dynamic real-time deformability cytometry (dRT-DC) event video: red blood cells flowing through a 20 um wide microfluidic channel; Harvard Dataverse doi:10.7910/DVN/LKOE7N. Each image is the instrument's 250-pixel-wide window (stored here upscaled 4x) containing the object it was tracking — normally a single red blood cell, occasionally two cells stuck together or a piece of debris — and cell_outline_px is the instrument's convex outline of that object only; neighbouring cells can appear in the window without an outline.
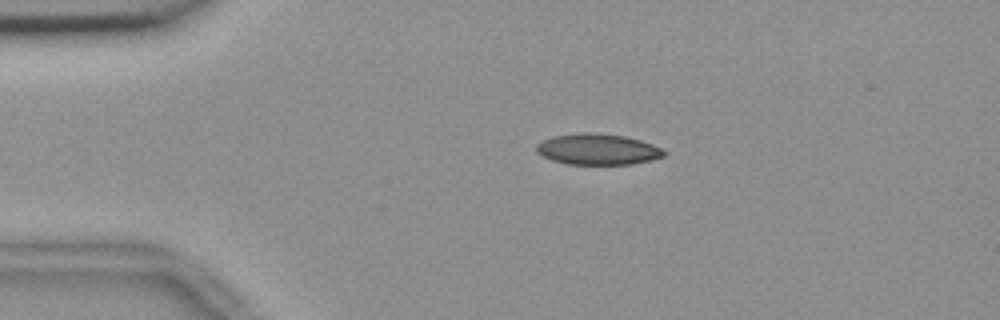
{"species": "common noctule bat (a hibernating species)", "species_latin": "Nyctalus noctula", "temperature_condition": "room temperature", "stored_images_in_passage": 54, "camera_frame_rate_fps": 3000, "um_per_image_px": 0.085, "animal": {"sex": "female", "body_mass_g": 18.4}, "frame": {"image": 1, "passage_image": 11, "time_ms": 3.333, "image_size_px": [1000, 320], "cell_outline_px": [[664, 156], [652, 160], [632, 164], [568, 164], [552, 160], [536, 152], [536, 144], [552, 136], [580, 132], [588, 132], [624, 136], [640, 140], [652, 144], [660, 148], [664, 152]], "centroid_in_image_um": [50.78, 12.69], "position_along_channel_um": 34.2, "area_um2": 22.89}}
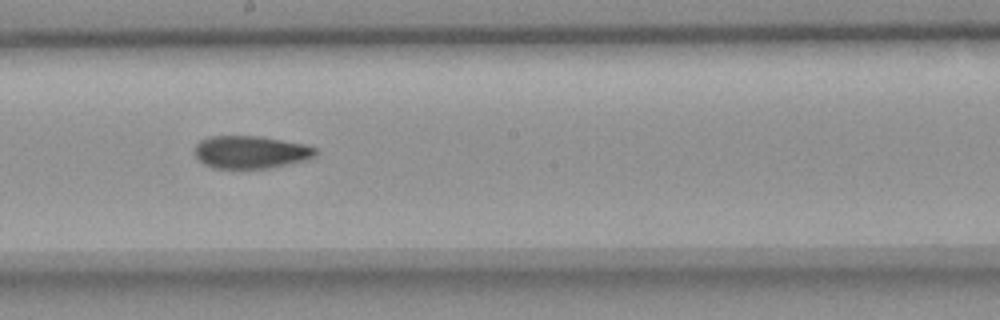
{"frame": {"image": 2, "passage_image": 30, "time_ms": 9.667, "image_size_px": [1000, 320], "cell_outline_px": [[316, 156], [308, 160], [268, 168], [212, 168], [204, 164], [196, 156], [196, 144], [200, 140], [208, 136], [260, 136], [304, 144], [316, 148]], "centroid_in_image_um": [21.32, 12.93], "position_along_channel_um": 226.9, "area_um2": 23.0}}
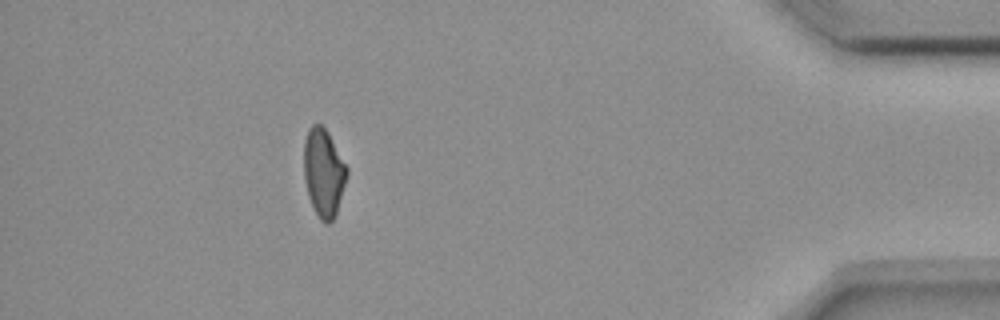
{"frame": {"image": 3, "passage_image": 49, "time_ms": 16.0, "image_size_px": [1000, 320], "cell_outline_px": [[348, 172], [336, 212], [332, 220], [328, 224], [324, 224], [320, 220], [308, 196], [304, 180], [304, 140], [308, 128], [312, 124], [320, 124], [328, 132], [348, 168]], "centroid_in_image_um": [27.49, 14.65], "position_along_channel_um": 407.7, "area_um2": 21.91}, "authors_computed_cell_mechanics": {"area_um2": 23.0044, "velocity_mm_per_s": 3.6824, "shape_relaxation_time_tau1_ms": null, "shape_relaxation_time_tau2_ms": 4.263, "deformation_change_tau1": null, "deformation_change_tau2": 0.1027}}